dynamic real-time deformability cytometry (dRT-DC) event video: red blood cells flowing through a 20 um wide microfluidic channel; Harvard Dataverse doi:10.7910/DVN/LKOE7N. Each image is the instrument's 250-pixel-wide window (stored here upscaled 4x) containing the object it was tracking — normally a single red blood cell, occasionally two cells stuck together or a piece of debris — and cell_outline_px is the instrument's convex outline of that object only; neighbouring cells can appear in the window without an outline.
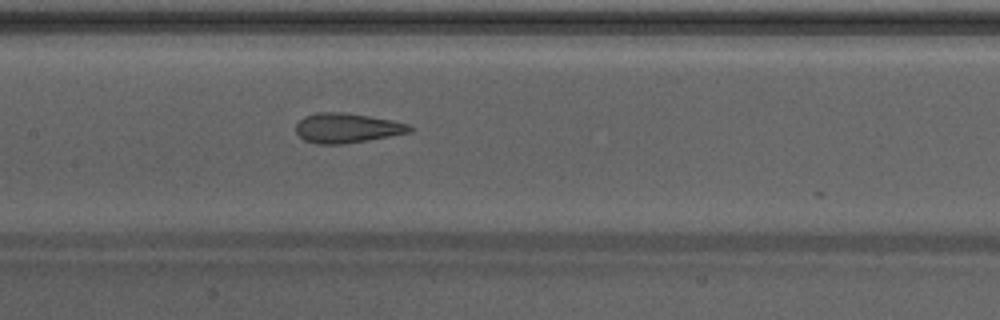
{"species": "Egyptian fruit bat (a non-hibernating species)", "species_latin": "Rousettus aegyptiacus", "temperature_condition": "warm", "stored_images_in_passage": 17, "camera_frame_rate_fps": 3000, "um_per_image_px": 0.085, "animal": {"sex": "male"}, "frame": {"image": 1, "passage_image": 16, "time_ms": 5.0, "image_size_px": [1000, 320], "cell_outline_px": [[416, 128], [412, 132], [368, 140], [344, 144], [316, 144], [304, 140], [296, 132], [296, 124], [304, 116], [316, 112], [344, 112], [392, 120], [408, 124]], "centroid_in_image_um": [29.5, 10.88], "position_along_channel_um": 177.9, "area_um2": 19.83}}